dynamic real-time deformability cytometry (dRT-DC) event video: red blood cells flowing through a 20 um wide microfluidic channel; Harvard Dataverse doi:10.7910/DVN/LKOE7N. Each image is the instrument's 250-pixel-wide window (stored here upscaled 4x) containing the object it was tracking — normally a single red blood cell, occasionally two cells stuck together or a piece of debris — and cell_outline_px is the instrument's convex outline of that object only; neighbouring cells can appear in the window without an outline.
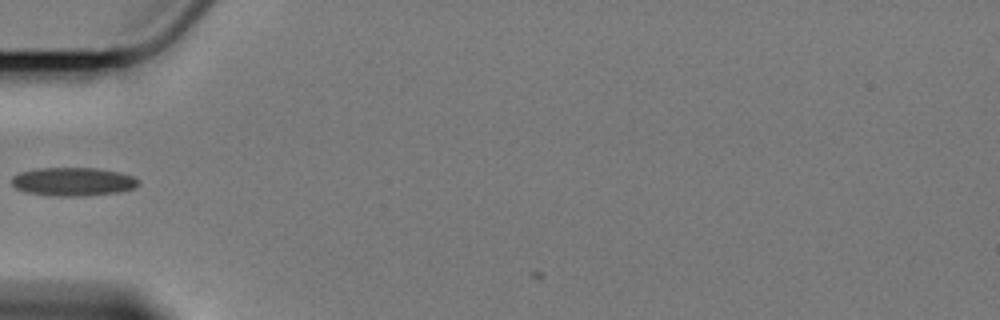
{"species": "Egyptian fruit bat (a non-hibernating species)", "species_latin": "Rousettus aegyptiacus", "temperature_condition": "cold", "stored_images_in_passage": 2, "camera_frame_rate_fps": 3000, "um_per_image_px": 0.085, "animal": {"sex": "female"}, "frame": {"image": 1, "passage_image": 1, "time_ms": 0.0, "image_size_px": [1000, 320], "cell_outline_px": [[140, 184], [136, 188], [120, 192], [84, 196], [48, 196], [24, 192], [16, 188], [12, 184], [12, 176], [20, 172], [40, 168], [96, 168], [120, 172], [132, 176], [140, 180]], "centroid_in_image_um": [6.23, 15.45], "position_along_channel_um": 78.8, "area_um2": 21.33}}